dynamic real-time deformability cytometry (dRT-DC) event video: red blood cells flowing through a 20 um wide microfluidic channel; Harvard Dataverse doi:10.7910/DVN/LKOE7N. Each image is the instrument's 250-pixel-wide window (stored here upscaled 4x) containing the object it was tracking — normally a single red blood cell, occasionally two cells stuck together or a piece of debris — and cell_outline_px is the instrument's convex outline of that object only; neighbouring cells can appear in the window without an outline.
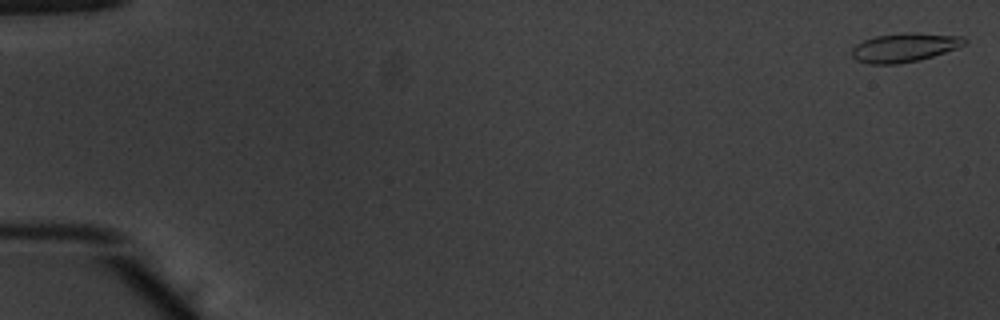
{"species": "common noctule bat (a hibernating species)", "species_latin": "Nyctalus noctula", "temperature_condition": "warm", "stored_images_in_passage": 53, "camera_frame_rate_fps": 3000, "um_per_image_px": 0.085, "animal": {"sex": "male", "body_mass_g": 20.1, "forearm_length_mm": 53.5}, "frame": {"image": 1, "passage_image": 1, "time_ms": 0.0, "image_size_px": [1000, 320], "cell_outline_px": [[968, 44], [920, 60], [896, 64], [868, 64], [856, 60], [852, 56], [852, 48], [856, 44], [864, 40], [876, 36], [908, 32], [916, 32], [964, 36], [968, 40]], "centroid_in_image_um": [76.91, 4.03], "position_along_channel_um": 8.1, "area_um2": 19.13}}
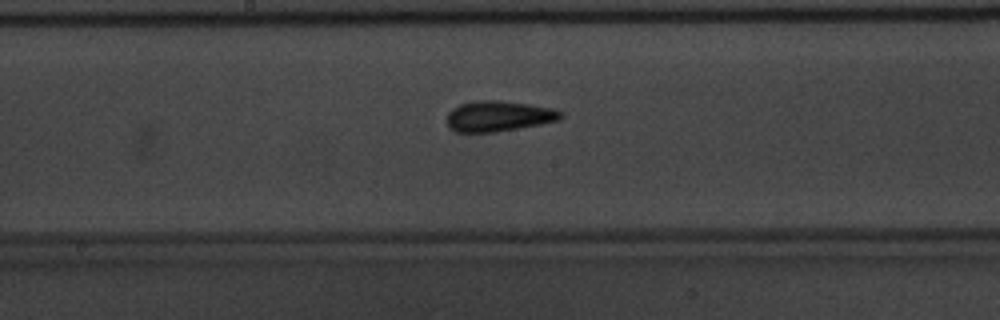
{"frame": {"image": 2, "passage_image": 29, "time_ms": 9.333, "image_size_px": [1000, 320], "cell_outline_px": [[564, 116], [560, 120], [540, 124], [496, 132], [456, 132], [448, 128], [448, 112], [452, 108], [460, 104], [476, 100], [500, 100], [528, 104], [552, 108], [564, 112]], "centroid_in_image_um": [42.39, 9.87], "position_along_channel_um": 205.8, "area_um2": 20.4}}
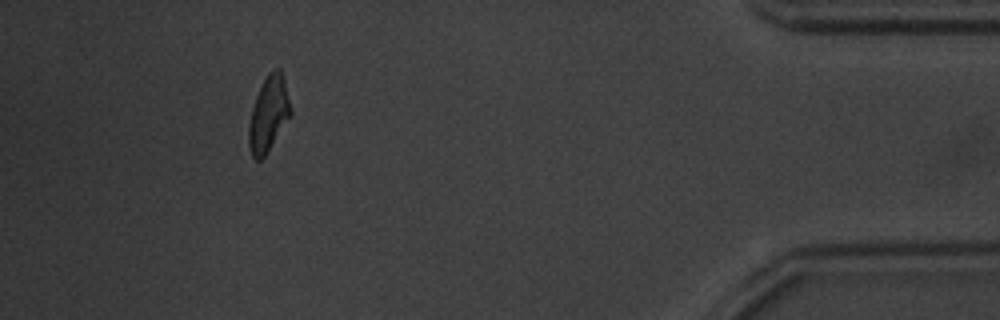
{"frame": {"image": 3, "passage_image": 49, "time_ms": 16.0, "image_size_px": [1000, 320], "cell_outline_px": [[292, 112], [264, 156], [260, 160], [256, 160], [252, 156], [248, 144], [248, 124], [252, 108], [256, 96], [268, 72], [272, 68], [280, 68], [284, 76]], "centroid_in_image_um": [22.82, 9.64], "position_along_channel_um": 412.4, "area_um2": 18.15}, "authors_computed_cell_mechanics": {"area_um2": 18.9006, "velocity_mm_per_s": 3.8813, "shape_relaxation_time_tau1_ms": 4.7154, "shape_relaxation_time_tau2_ms": 2.6145, "deformation_change_tau1": 0.1592, "deformation_change_tau2": 0.1036}}